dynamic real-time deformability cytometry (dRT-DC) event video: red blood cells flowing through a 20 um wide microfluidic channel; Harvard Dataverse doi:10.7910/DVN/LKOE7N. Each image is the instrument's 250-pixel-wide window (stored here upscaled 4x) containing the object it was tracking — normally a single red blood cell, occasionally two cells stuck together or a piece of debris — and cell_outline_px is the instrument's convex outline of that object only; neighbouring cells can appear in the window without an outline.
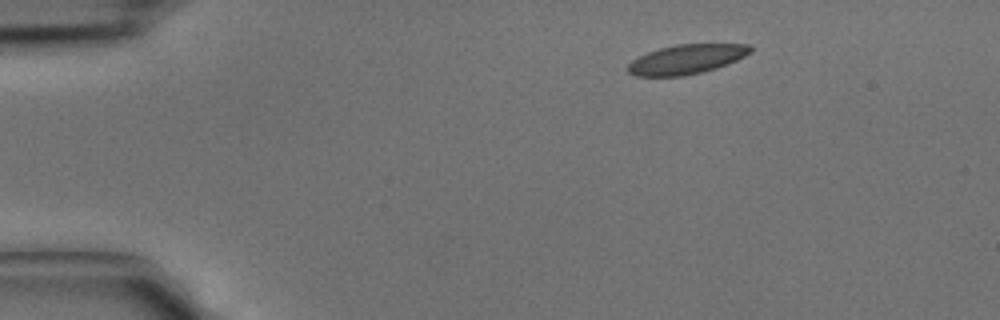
{"species": "common noctule bat (a hibernating species)", "species_latin": "Nyctalus noctula", "temperature_condition": "cold", "stored_images_in_passage": 37, "camera_frame_rate_fps": 3000, "um_per_image_px": 0.085, "animal": {"sex": "male", "body_mass_g": 15.6}, "frame": {"image": 1, "passage_image": 1, "time_ms": 0.0, "image_size_px": [1000, 320], "cell_outline_px": [[752, 52], [736, 60], [716, 68], [684, 76], [636, 76], [628, 72], [628, 64], [632, 60], [648, 52], [660, 48], [676, 44], [748, 44], [752, 48]], "centroid_in_image_um": [58.35, 5.03], "position_along_channel_um": 26.7, "area_um2": 20.87}}
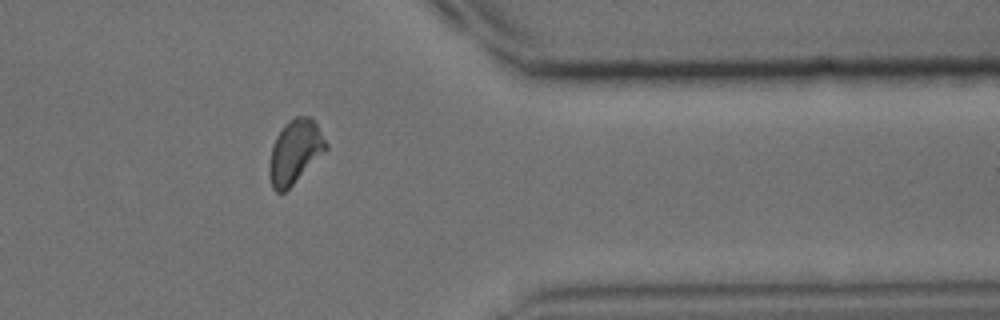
{"frame": {"image": 2, "passage_image": 29, "time_ms": 9.333, "image_size_px": [1000, 320], "cell_outline_px": [[328, 148], [284, 192], [276, 192], [272, 188], [268, 172], [268, 168], [272, 144], [276, 136], [284, 124], [288, 120], [296, 116], [312, 116], [328, 144]], "centroid_in_image_um": [25.05, 12.86], "position_along_channel_um": 386.3, "area_um2": 20.98}}
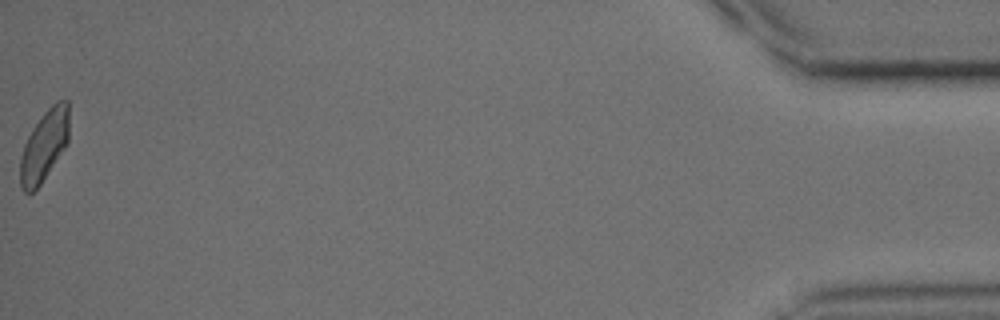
{"frame": {"image": 3, "passage_image": 37, "time_ms": 12.0, "image_size_px": [1000, 320], "cell_outline_px": [[68, 140], [64, 148], [40, 184], [32, 192], [24, 192], [20, 188], [20, 156], [24, 144], [32, 128], [44, 112], [56, 100], [68, 100]], "centroid_in_image_um": [3.74, 12.36], "position_along_channel_um": 431.5, "area_um2": 19.94}}